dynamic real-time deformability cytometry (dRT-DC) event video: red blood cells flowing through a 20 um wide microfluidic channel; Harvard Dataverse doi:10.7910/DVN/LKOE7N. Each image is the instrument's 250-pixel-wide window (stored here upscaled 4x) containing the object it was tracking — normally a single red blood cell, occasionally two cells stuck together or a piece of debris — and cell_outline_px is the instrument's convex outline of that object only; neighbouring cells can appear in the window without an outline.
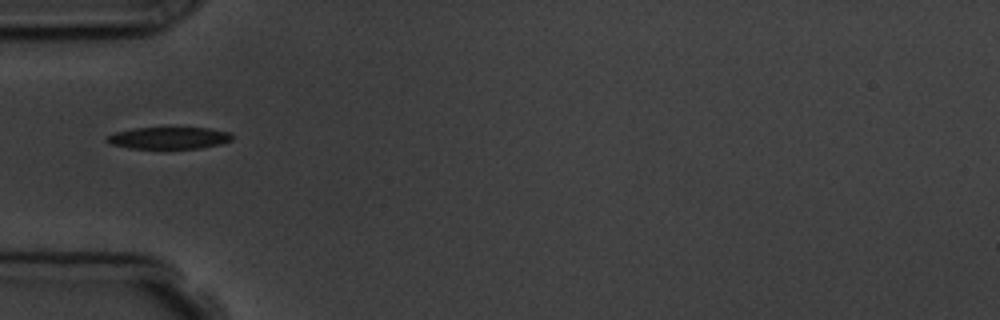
{"species": "common noctule bat (a hibernating species)", "species_latin": "Nyctalus noctula", "temperature_condition": "room temperature", "stored_images_in_passage": 5, "segment_of_instrument_passage": [2, 2], "camera_frame_rate_fps": 3000, "um_per_image_px": 0.085, "animal": {"sex": "male", "body_mass_g": 19.5, "forearm_length_mm": 54.6}, "frame": {"image": 1, "passage_image": 5, "time_ms": 5.333, "image_size_px": [1000, 320], "cell_outline_px": [[232, 140], [220, 144], [200, 148], [128, 148], [112, 144], [104, 140], [108, 136], [116, 132], [132, 128], [208, 128], [228, 132], [232, 136]], "centroid_in_image_um": [14.34, 11.72], "position_along_channel_um": 70.7, "area_um2": 15.78}}